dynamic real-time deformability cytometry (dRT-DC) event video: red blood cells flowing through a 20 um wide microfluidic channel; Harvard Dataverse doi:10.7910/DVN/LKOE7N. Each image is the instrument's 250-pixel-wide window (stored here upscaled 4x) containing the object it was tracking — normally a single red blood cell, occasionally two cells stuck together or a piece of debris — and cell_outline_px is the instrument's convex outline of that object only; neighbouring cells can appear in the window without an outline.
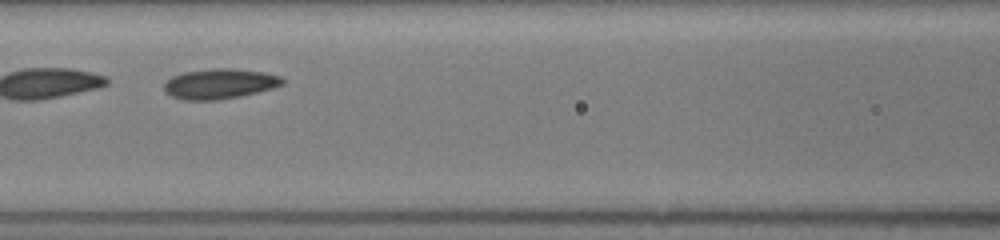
{"species": "common noctule bat (a hibernating species)", "species_latin": "Nyctalus noctula", "temperature_condition": "room temperature", "stored_images_in_passage": 32, "camera_frame_rate_fps": 3000, "um_per_image_px": 0.085, "animal": {"sex": "female", "body_mass_g": 19.5, "forearm_length_mm": 54.1}, "frame": {"image": 1, "passage_image": 10, "time_ms": 3.0, "image_size_px": [1000, 240], "cell_outline_px": [[284, 84], [272, 88], [240, 96], [216, 100], [184, 100], [172, 96], [164, 92], [164, 84], [172, 76], [184, 72], [212, 68], [232, 68], [264, 72], [280, 76], [284, 80]], "centroid_in_image_um": [18.66, 7.11], "position_along_channel_um": 147.9, "area_um2": 20.75}}
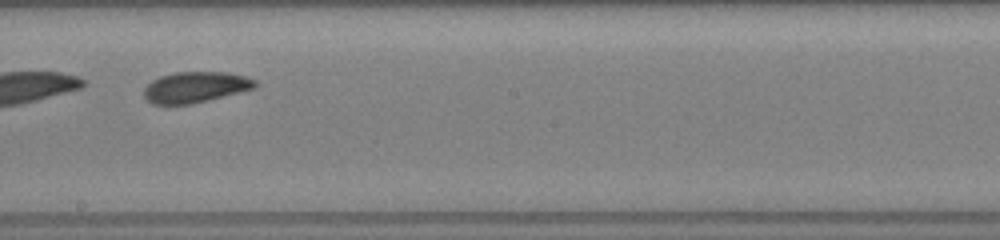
{"frame": {"image": 2, "passage_image": 16, "time_ms": 5.0, "image_size_px": [1000, 240], "cell_outline_px": [[260, 84], [256, 88], [192, 104], [152, 104], [144, 96], [144, 88], [152, 80], [160, 76], [172, 72], [228, 72], [244, 76], [256, 80]], "centroid_in_image_um": [16.63, 7.4], "position_along_channel_um": 231.6, "area_um2": 20.11}}
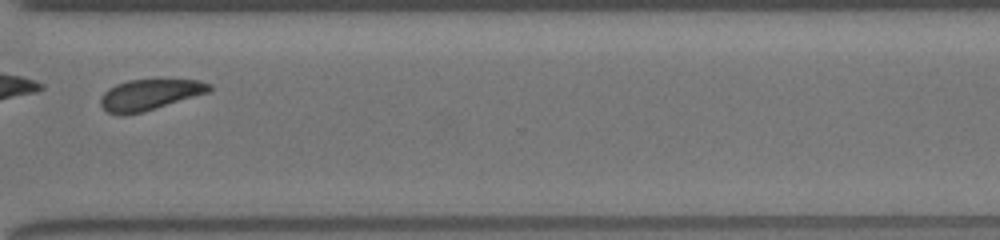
{"frame": {"image": 3, "passage_image": 25, "time_ms": 8.0, "image_size_px": [1000, 240], "cell_outline_px": [[212, 88], [208, 92], [144, 112], [124, 116], [108, 112], [100, 104], [100, 96], [108, 88], [116, 84], [128, 80], [164, 76], [168, 76], [200, 80], [212, 84]], "centroid_in_image_um": [12.76, 7.98], "position_along_channel_um": 357.8, "area_um2": 20.63}}